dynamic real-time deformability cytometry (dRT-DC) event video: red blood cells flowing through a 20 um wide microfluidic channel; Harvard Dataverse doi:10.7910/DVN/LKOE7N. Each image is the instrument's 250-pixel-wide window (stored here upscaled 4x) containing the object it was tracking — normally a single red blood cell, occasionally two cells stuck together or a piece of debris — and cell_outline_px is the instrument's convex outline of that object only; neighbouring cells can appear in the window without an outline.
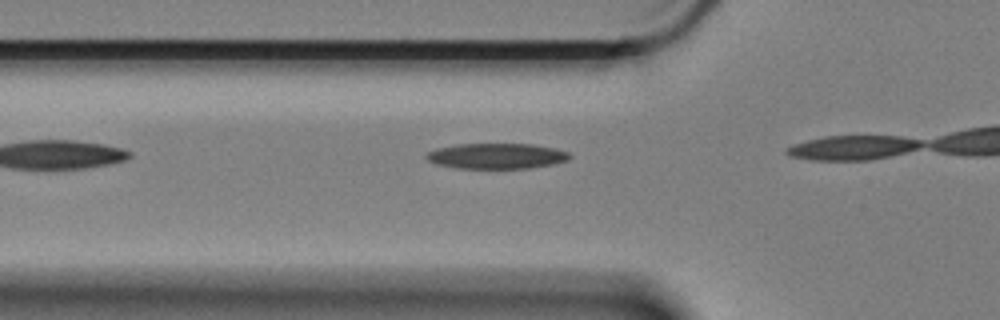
{"species": "Egyptian fruit bat (a non-hibernating species)", "species_latin": "Rousettus aegyptiacus", "temperature_condition": "cold", "stored_images_in_passage": 4, "camera_frame_rate_fps": 3000, "um_per_image_px": 0.085, "animal": {"sex": "female"}, "frame": {"image": 1, "passage_image": 2, "time_ms": 0.333, "image_size_px": [1000, 320], "cell_outline_px": [[564, 156], [552, 160], [532, 164], [460, 164], [444, 160], [432, 156], [448, 152], [468, 148], [532, 148], [556, 152]], "centroid_in_image_um": [42.41, 13.27], "position_along_channel_um": 83.4, "area_um2": 12.02}}